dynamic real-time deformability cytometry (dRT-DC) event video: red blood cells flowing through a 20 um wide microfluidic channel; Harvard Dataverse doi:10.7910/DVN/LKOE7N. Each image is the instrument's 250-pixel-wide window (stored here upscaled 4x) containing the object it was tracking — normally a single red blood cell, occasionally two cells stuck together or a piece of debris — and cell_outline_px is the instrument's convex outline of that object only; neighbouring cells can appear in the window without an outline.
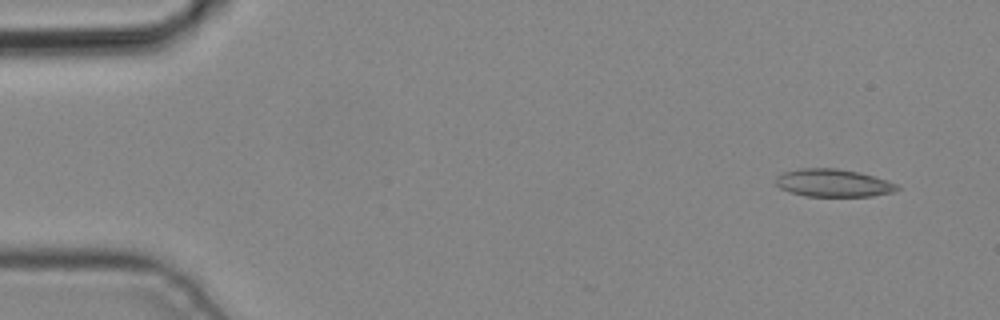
{"species": "common noctule bat (a hibernating species)", "species_latin": "Nyctalus noctula", "temperature_condition": "cold", "stored_images_in_passage": 2, "camera_frame_rate_fps": 3000, "um_per_image_px": 0.085, "animal": {"sex": "male", "body_mass_g": 19.2, "forearm_length_mm": 51.8}, "frame": {"image": 1, "passage_image": 1, "time_ms": 0.0, "image_size_px": [1000, 320], "cell_outline_px": [[900, 188], [896, 192], [872, 196], [804, 196], [780, 188], [776, 184], [776, 176], [780, 172], [800, 168], [836, 168], [860, 172], [888, 180], [896, 184]], "centroid_in_image_um": [70.83, 15.54], "position_along_channel_um": 14.2, "area_um2": 19.83}}